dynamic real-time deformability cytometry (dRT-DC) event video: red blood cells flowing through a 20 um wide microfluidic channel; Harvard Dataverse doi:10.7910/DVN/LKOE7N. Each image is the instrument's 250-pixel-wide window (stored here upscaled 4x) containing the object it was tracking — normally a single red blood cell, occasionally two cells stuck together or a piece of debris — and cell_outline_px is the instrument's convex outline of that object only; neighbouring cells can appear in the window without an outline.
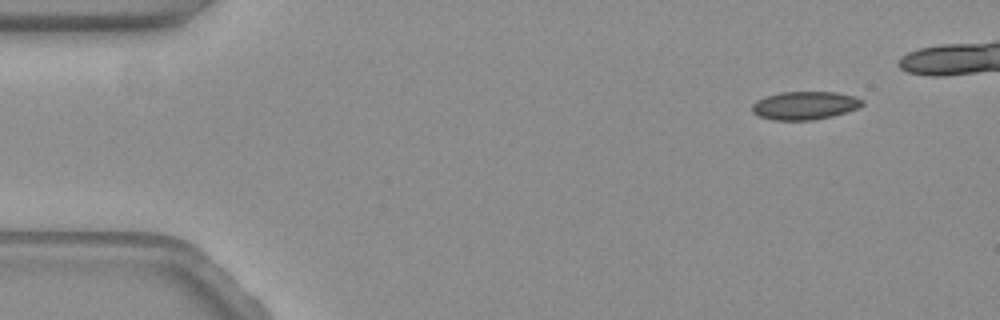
{"species": "common noctule bat (a hibernating species)", "species_latin": "Nyctalus noctula", "temperature_condition": "warm", "stored_images_in_passage": 47, "camera_frame_rate_fps": 3000, "um_per_image_px": 0.085, "animal": {"sex": "female", "body_mass_g": 19.3, "forearm_length_mm": 54.1}, "frame": {"image": 1, "passage_image": 1, "time_ms": 0.0, "image_size_px": [1000, 320], "cell_outline_px": [[864, 104], [860, 108], [832, 116], [812, 120], [772, 120], [760, 116], [752, 112], [752, 104], [756, 100], [764, 96], [780, 92], [836, 92], [852, 96], [864, 100]], "centroid_in_image_um": [68.4, 8.96], "position_along_channel_um": 16.6, "area_um2": 18.21}}
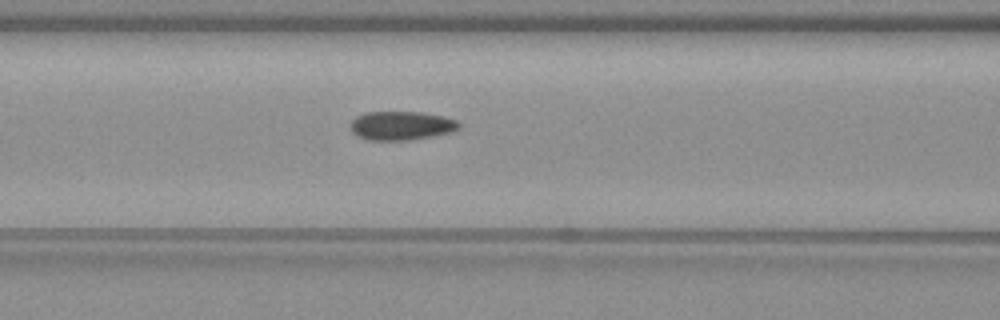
{"frame": {"image": 2, "passage_image": 20, "time_ms": 6.333, "image_size_px": [1000, 320], "cell_outline_px": [[460, 128], [452, 132], [432, 136], [408, 140], [368, 140], [352, 132], [348, 128], [348, 124], [356, 116], [364, 112], [420, 112], [444, 116], [456, 120], [460, 124]], "centroid_in_image_um": [34.08, 10.67], "position_along_channel_um": 132.5, "area_um2": 18.38}}
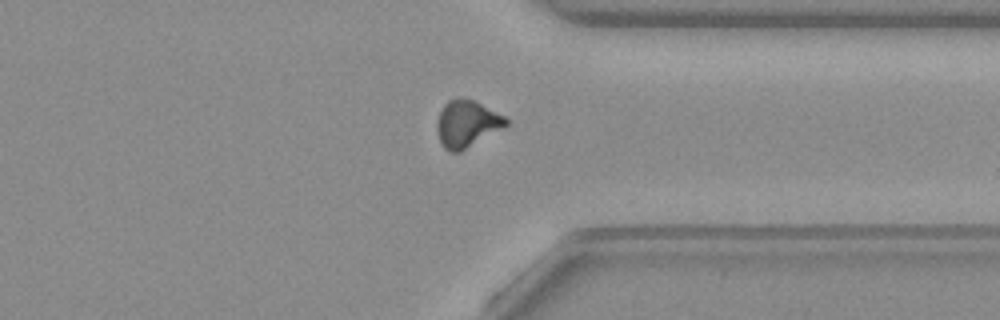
{"frame": {"image": 3, "passage_image": 41, "time_ms": 13.333, "image_size_px": [1000, 320], "cell_outline_px": [[508, 124], [504, 128], [460, 152], [448, 152], [440, 144], [436, 128], [436, 124], [440, 112], [444, 104], [448, 100], [464, 96], [504, 116], [508, 120]], "centroid_in_image_um": [39.66, 10.53], "position_along_channel_um": 371.7, "area_um2": 18.96}}